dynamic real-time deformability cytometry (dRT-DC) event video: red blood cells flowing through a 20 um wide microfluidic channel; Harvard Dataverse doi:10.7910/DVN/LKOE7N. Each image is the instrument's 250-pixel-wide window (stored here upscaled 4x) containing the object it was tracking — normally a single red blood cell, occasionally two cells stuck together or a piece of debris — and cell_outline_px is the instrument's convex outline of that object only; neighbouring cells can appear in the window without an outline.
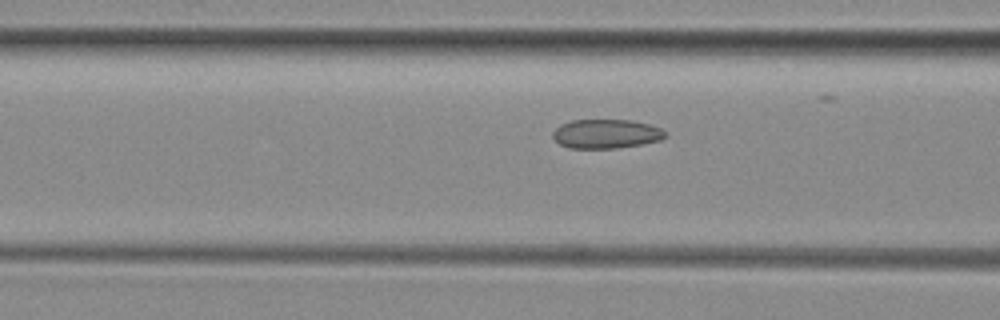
{"species": "common noctule bat (a hibernating species)", "species_latin": "Nyctalus noctula", "temperature_condition": "room temperature", "stored_images_in_passage": 18, "camera_frame_rate_fps": 3000, "um_per_image_px": 0.085, "animal": {"sex": "female", "body_mass_g": 29.2, "forearm_length_mm": 56.3}, "frame": {"image": 1, "passage_image": 16, "time_ms": 5.0, "image_size_px": [1000, 320], "cell_outline_px": [[668, 136], [660, 140], [640, 144], [616, 148], [568, 148], [560, 144], [552, 136], [552, 132], [560, 124], [572, 120], [632, 120], [648, 124], [660, 128], [668, 132]], "centroid_in_image_um": [51.53, 11.37], "position_along_channel_um": 115.1, "area_um2": 19.13}}